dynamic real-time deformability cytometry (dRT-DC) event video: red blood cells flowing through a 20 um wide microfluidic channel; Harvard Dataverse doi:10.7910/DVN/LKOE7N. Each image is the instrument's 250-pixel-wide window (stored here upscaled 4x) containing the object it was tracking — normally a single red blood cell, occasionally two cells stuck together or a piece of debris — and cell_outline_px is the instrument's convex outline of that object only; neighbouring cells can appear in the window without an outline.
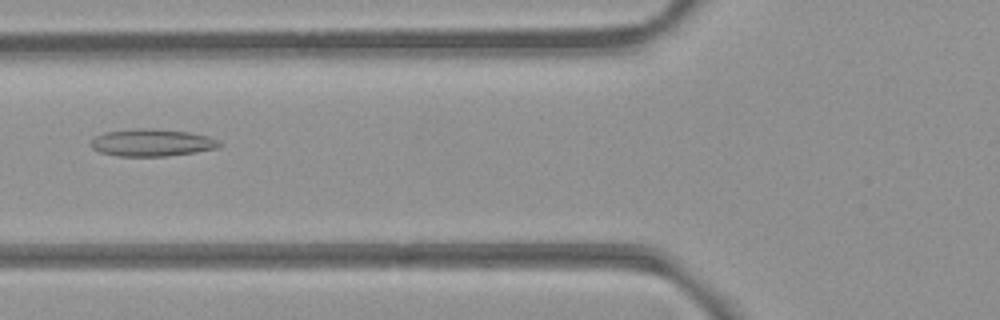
{"species": "common noctule bat (a hibernating species)", "species_latin": "Nyctalus noctula", "temperature_condition": "room temperature", "stored_images_in_passage": 30, "camera_frame_rate_fps": 3000, "um_per_image_px": 0.085, "animal": {"sex": "female", "body_mass_g": 21.9}, "frame": {"image": 1, "passage_image": 6, "time_ms": 1.667, "image_size_px": [1000, 320], "cell_outline_px": [[224, 144], [216, 148], [196, 152], [164, 156], [120, 156], [100, 152], [92, 148], [92, 140], [96, 136], [104, 132], [136, 128], [148, 128], [188, 132], [208, 136], [220, 140]], "centroid_in_image_um": [12.95, 12.12], "position_along_channel_um": 112.9, "area_um2": 20.35}}
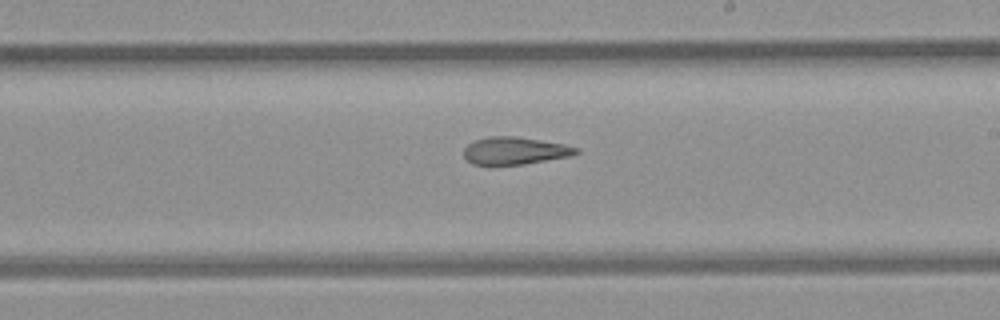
{"frame": {"image": 2, "passage_image": 16, "time_ms": 5.0, "image_size_px": [1000, 320], "cell_outline_px": [[580, 152], [572, 156], [524, 164], [492, 168], [472, 164], [464, 156], [464, 148], [468, 144], [476, 140], [488, 136], [516, 136], [564, 144], [580, 148]], "centroid_in_image_um": [43.74, 12.85], "position_along_channel_um": 245.3, "area_um2": 18.67}}
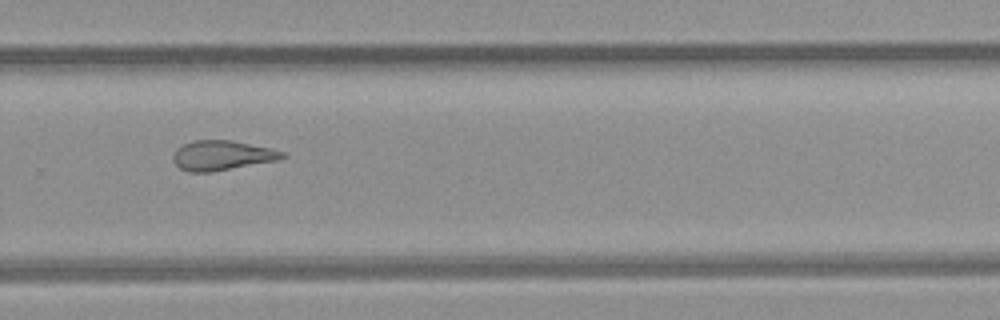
{"frame": {"image": 3, "passage_image": 21, "time_ms": 6.667, "image_size_px": [1000, 320], "cell_outline_px": [[284, 156], [276, 160], [208, 172], [188, 172], [180, 168], [172, 160], [172, 156], [176, 148], [192, 140], [232, 140], [272, 148], [284, 152]], "centroid_in_image_um": [18.81, 13.19], "position_along_channel_um": 311.0, "area_um2": 18.73}, "authors_computed_cell_mechanics": {"area_um2": 18.9584, "velocity_mm_per_s": 3.9584, "shape_relaxation_time_tau1_ms": null, "shape_relaxation_time_tau2_ms": 4.4811, "deformation_change_tau1": null, "deformation_change_tau2": 0.1632}}